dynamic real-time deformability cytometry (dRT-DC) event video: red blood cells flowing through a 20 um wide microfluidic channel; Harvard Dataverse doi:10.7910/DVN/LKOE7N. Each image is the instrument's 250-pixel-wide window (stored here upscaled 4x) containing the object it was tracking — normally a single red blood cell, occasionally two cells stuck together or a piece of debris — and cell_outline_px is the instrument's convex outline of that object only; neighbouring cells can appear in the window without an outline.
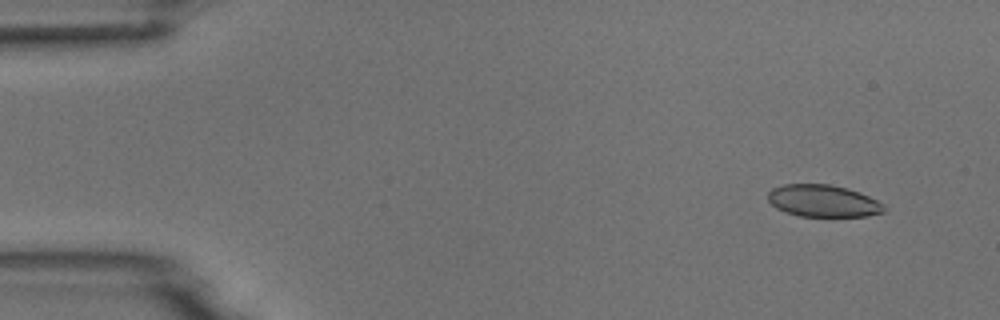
{"species": "common noctule bat (a hibernating species)", "species_latin": "Nyctalus noctula", "temperature_condition": "room temperature", "stored_images_in_passage": 5, "camera_frame_rate_fps": 3000, "um_per_image_px": 0.085, "animal": {"sex": "male", "body_mass_g": 18.8}, "frame": {"image": 1, "passage_image": 2, "time_ms": 1.333, "image_size_px": [1000, 320], "cell_outline_px": [[884, 212], [868, 216], [800, 216], [784, 212], [776, 208], [768, 200], [768, 192], [772, 188], [784, 184], [828, 184], [848, 188], [860, 192], [884, 204]], "centroid_in_image_um": [69.95, 17.07], "position_along_channel_um": 15.1, "area_um2": 21.73}}
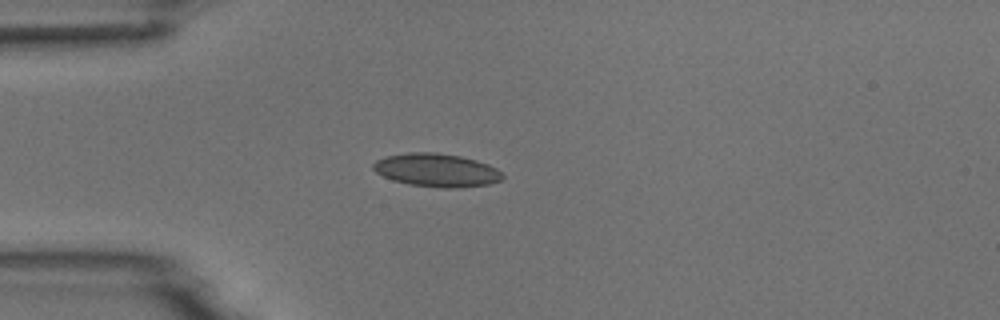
{"frame": {"image": 2, "passage_image": 5, "time_ms": 4.667, "image_size_px": [1000, 320], "cell_outline_px": [[504, 176], [500, 180], [488, 184], [456, 188], [444, 188], [408, 184], [392, 180], [376, 172], [372, 168], [372, 164], [376, 160], [384, 156], [408, 152], [436, 152], [460, 156], [476, 160], [488, 164], [496, 168]], "centroid_in_image_um": [37.07, 14.45], "position_along_channel_um": 47.9, "area_um2": 25.09}}